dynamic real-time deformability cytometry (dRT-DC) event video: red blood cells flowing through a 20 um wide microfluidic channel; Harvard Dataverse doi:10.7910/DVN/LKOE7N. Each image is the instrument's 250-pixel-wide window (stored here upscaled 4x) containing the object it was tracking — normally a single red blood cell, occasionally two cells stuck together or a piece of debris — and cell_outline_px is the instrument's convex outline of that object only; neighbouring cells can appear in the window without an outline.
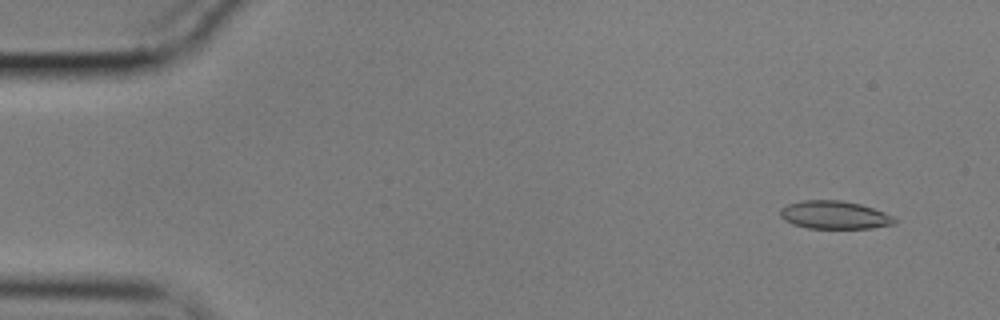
{"species": "common noctule bat (a hibernating species)", "species_latin": "Nyctalus noctula", "temperature_condition": "cold", "stored_images_in_passage": 54, "camera_frame_rate_fps": 3000, "um_per_image_px": 0.085, "animal": {"sex": "male", "body_mass_g": 17.9}, "frame": {"image": 1, "passage_image": 4, "time_ms": 1.0, "image_size_px": [1000, 320], "cell_outline_px": [[896, 224], [872, 228], [808, 228], [792, 224], [784, 220], [780, 216], [780, 208], [788, 204], [804, 200], [840, 200], [860, 204], [884, 212], [892, 216], [896, 220]], "centroid_in_image_um": [70.92, 18.27], "position_along_channel_um": 14.1, "area_um2": 18.67}}
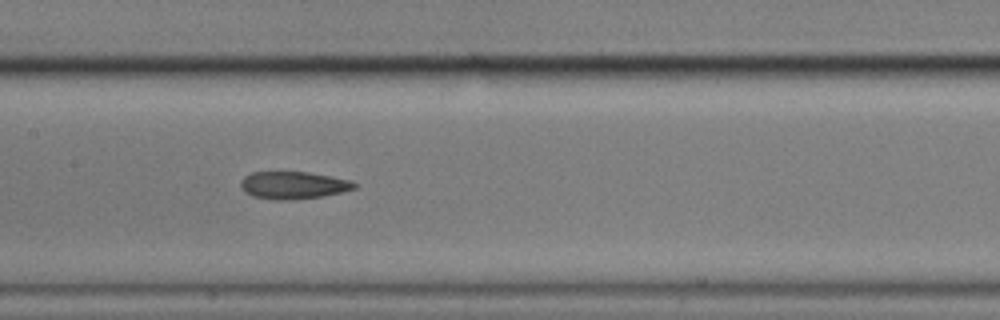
{"frame": {"image": 2, "passage_image": 27, "time_ms": 8.667, "image_size_px": [1000, 320], "cell_outline_px": [[360, 184], [356, 188], [324, 196], [288, 200], [272, 200], [252, 196], [244, 192], [240, 184], [240, 180], [244, 176], [252, 172], [308, 172], [332, 176], [352, 180]], "centroid_in_image_um": [24.95, 15.74], "position_along_channel_um": 182.5, "area_um2": 18.44}}
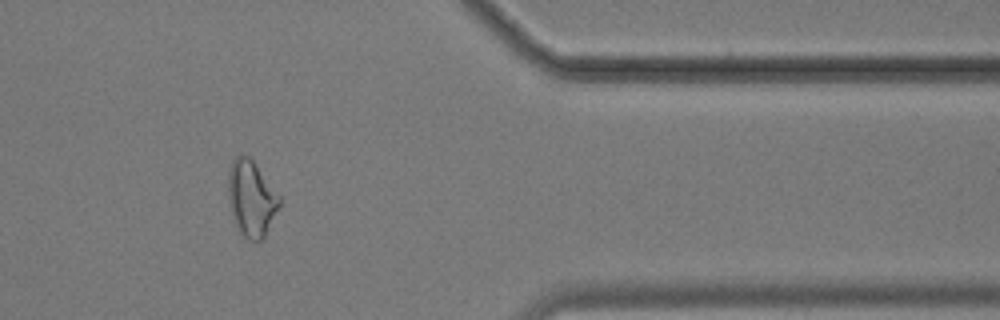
{"frame": {"image": 3, "passage_image": 46, "time_ms": 15.0, "image_size_px": [1000, 320], "cell_outline_px": [[280, 204], [264, 236], [260, 240], [248, 240], [240, 232], [236, 224], [232, 212], [228, 196], [228, 172], [232, 160], [240, 152], [252, 156], [280, 196]], "centroid_in_image_um": [21.36, 16.76], "position_along_channel_um": 390.0, "area_um2": 22.77}, "authors_computed_cell_mechanics": {"area_um2": 18.785, "velocity_mm_per_s": 3.6038, "shape_relaxation_time_tau1_ms": null, "shape_relaxation_time_tau2_ms": 3.6941, "deformation_change_tau1": null, "deformation_change_tau2": 0.1232}}